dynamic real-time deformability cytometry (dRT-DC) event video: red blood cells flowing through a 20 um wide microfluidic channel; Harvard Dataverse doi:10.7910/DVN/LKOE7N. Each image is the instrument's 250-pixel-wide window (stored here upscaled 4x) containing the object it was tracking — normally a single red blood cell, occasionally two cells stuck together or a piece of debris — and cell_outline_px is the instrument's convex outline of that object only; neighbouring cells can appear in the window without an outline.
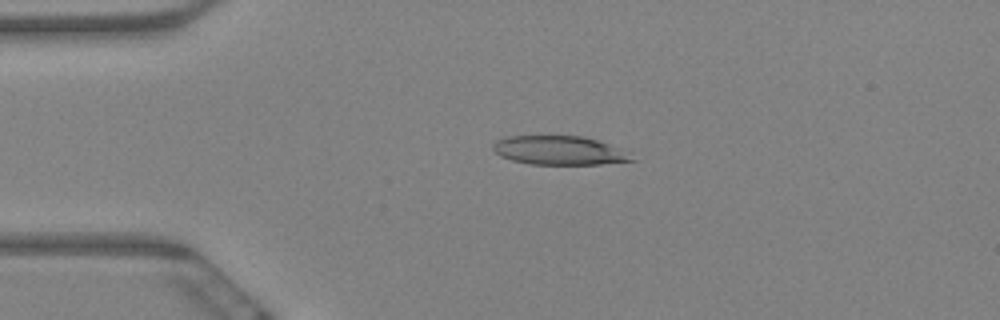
{"species": "Egyptian fruit bat (a non-hibernating species)", "species_latin": "Rousettus aegyptiacus", "temperature_condition": "warm", "stored_images_in_passage": 5, "camera_frame_rate_fps": 3000, "um_per_image_px": 0.085, "animal": {"sex": "female"}, "frame": {"image": 1, "passage_image": 4, "time_ms": 1.0, "image_size_px": [1000, 320], "cell_outline_px": [[636, 160], [600, 164], [528, 164], [512, 160], [500, 156], [492, 148], [492, 144], [496, 140], [504, 136], [584, 136], [620, 148]], "centroid_in_image_um": [47.48, 12.78], "position_along_channel_um": 37.5, "area_um2": 23.24}}